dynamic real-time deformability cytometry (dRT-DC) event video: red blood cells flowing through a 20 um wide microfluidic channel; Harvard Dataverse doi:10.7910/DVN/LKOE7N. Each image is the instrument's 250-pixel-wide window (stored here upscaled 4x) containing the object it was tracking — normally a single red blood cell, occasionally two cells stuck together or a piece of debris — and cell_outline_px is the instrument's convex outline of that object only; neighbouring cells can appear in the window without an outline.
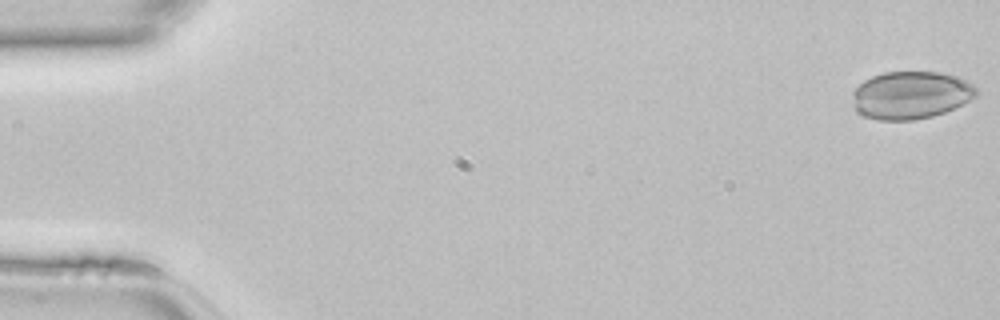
{"species": "common noctule bat (a hibernating species)", "species_latin": "Nyctalus noctula", "temperature_condition": "room temperature", "stored_images_in_passage": 46, "camera_frame_rate_fps": 3000, "um_per_image_px": 0.085, "animal": {"sex": "female", "body_mass_g": 22.7, "forearm_length_mm": 54.2}, "frame": {"image": 1, "passage_image": 1, "time_ms": 0.0, "image_size_px": [1000, 320], "cell_outline_px": [[976, 96], [944, 112], [932, 116], [912, 120], [876, 120], [864, 116], [856, 112], [852, 96], [852, 92], [864, 80], [872, 76], [884, 72], [940, 72], [956, 76], [972, 84], [976, 88]], "centroid_in_image_um": [77.37, 8.08], "position_along_channel_um": 7.6, "area_um2": 34.22}}
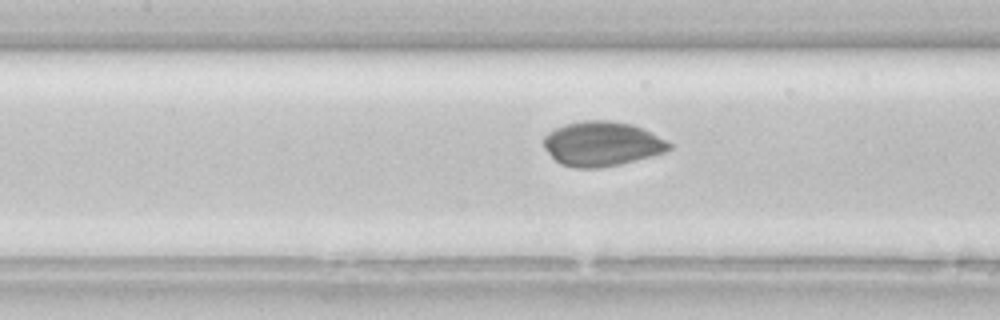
{"frame": {"image": 2, "passage_image": 21, "time_ms": 6.667, "image_size_px": [1000, 320], "cell_outline_px": [[672, 148], [664, 152], [652, 156], [620, 164], [600, 168], [576, 168], [560, 164], [544, 148], [544, 136], [548, 132], [564, 124], [584, 120], [608, 120], [632, 124], [644, 128], [668, 140], [672, 144]], "centroid_in_image_um": [51.19, 12.22], "position_along_channel_um": 156.2, "area_um2": 32.83}}
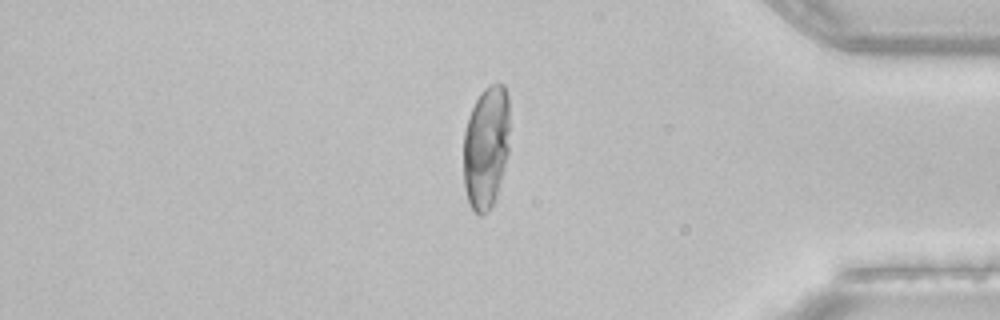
{"frame": {"image": 3, "passage_image": 39, "time_ms": 12.667, "image_size_px": [1000, 320], "cell_outline_px": [[508, 156], [496, 200], [488, 212], [480, 216], [472, 208], [468, 200], [464, 188], [464, 132], [468, 116], [480, 92], [484, 88], [492, 84], [504, 84], [508, 96]], "centroid_in_image_um": [41.32, 12.54], "position_along_channel_um": 393.9, "area_um2": 33.41}}